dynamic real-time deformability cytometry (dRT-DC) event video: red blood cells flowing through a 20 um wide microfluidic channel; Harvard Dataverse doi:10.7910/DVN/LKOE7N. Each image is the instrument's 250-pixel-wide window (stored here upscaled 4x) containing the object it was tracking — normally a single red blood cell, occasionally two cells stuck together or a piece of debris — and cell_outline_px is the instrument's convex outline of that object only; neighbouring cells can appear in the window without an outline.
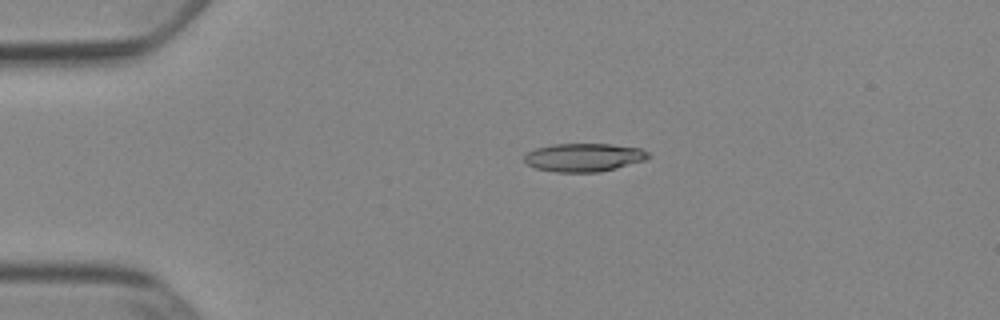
{"species": "Egyptian fruit bat (a non-hibernating species)", "species_latin": "Rousettus aegyptiacus", "temperature_condition": "cold", "stored_images_in_passage": 42, "camera_frame_rate_fps": 3000, "um_per_image_px": 0.085, "animal": {"sex": "female"}, "frame": {"image": 1, "passage_image": 1, "time_ms": 0.0, "image_size_px": [1000, 320], "cell_outline_px": [[652, 156], [648, 160], [600, 172], [556, 172], [536, 168], [528, 164], [524, 160], [524, 156], [528, 152], [536, 148], [552, 144], [612, 144], [640, 148], [648, 152]], "centroid_in_image_um": [49.68, 13.38], "position_along_channel_um": 35.3, "area_um2": 20.58}}
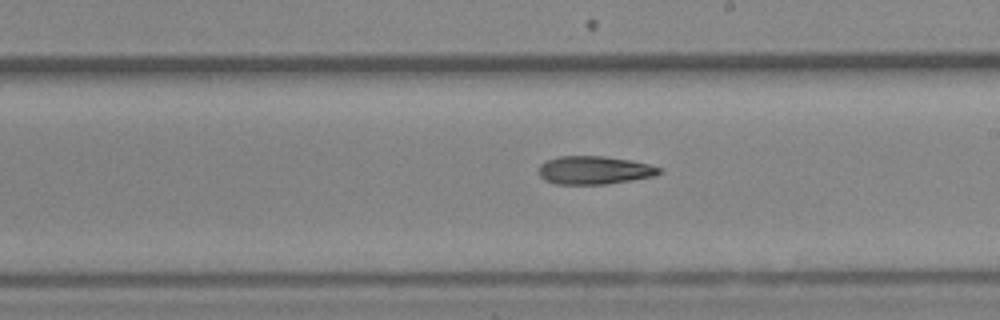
{"frame": {"image": 2, "passage_image": 20, "time_ms": 6.333, "image_size_px": [1000, 320], "cell_outline_px": [[660, 172], [652, 176], [632, 180], [604, 184], [556, 184], [544, 180], [540, 176], [540, 164], [548, 160], [560, 156], [604, 156], [632, 160], [648, 164], [660, 168]], "centroid_in_image_um": [50.49, 14.46], "position_along_channel_um": 238.5, "area_um2": 19.59}}
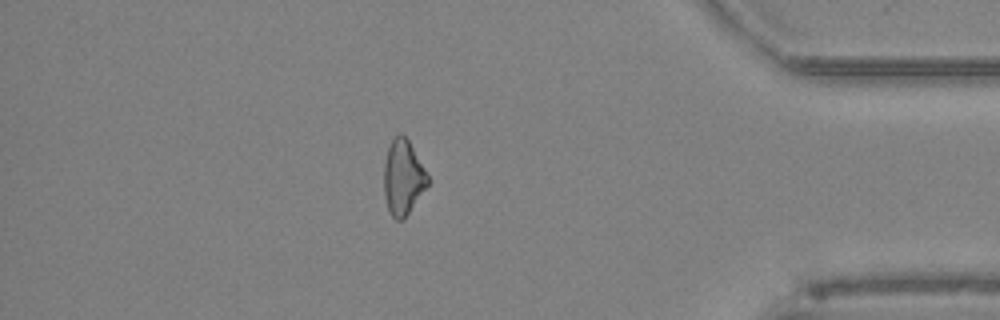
{"frame": {"image": 3, "passage_image": 35, "time_ms": 11.333, "image_size_px": [1000, 320], "cell_outline_px": [[428, 184], [404, 220], [396, 220], [392, 216], [388, 208], [384, 196], [384, 164], [388, 148], [392, 140], [400, 132], [408, 140], [428, 176]], "centroid_in_image_um": [34.24, 15.11], "position_along_channel_um": 401.0, "area_um2": 18.79}}